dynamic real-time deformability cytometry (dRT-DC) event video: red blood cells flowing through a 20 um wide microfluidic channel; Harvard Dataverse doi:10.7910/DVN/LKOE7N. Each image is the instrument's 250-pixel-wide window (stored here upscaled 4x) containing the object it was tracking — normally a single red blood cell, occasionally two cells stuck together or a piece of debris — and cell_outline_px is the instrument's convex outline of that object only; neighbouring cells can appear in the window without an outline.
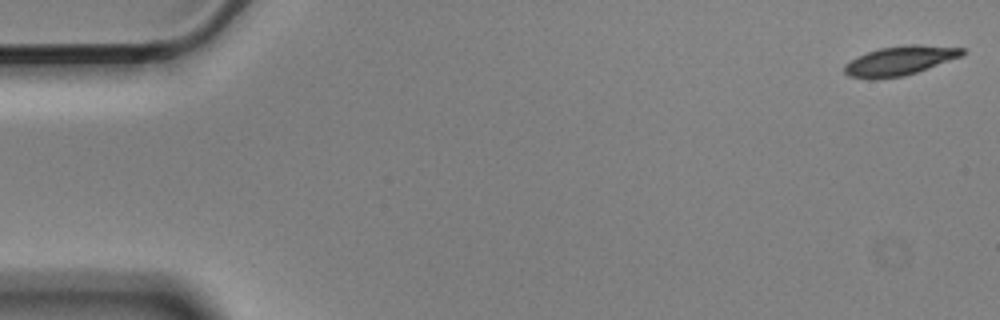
{"species": "Egyptian fruit bat (a non-hibernating species)", "species_latin": "Rousettus aegyptiacus", "temperature_condition": "cold", "stored_images_in_passage": 56, "camera_frame_rate_fps": 3000, "um_per_image_px": 0.085, "animal": {"sex": "male"}, "frame": {"image": 1, "passage_image": 1, "time_ms": 0.0, "image_size_px": [1000, 320], "cell_outline_px": [[968, 52], [964, 56], [904, 76], [848, 76], [844, 72], [844, 64], [868, 52], [880, 48], [908, 44], [920, 44], [964, 48]], "centroid_in_image_um": [76.63, 5.1], "position_along_channel_um": 8.4, "area_um2": 19.48}}
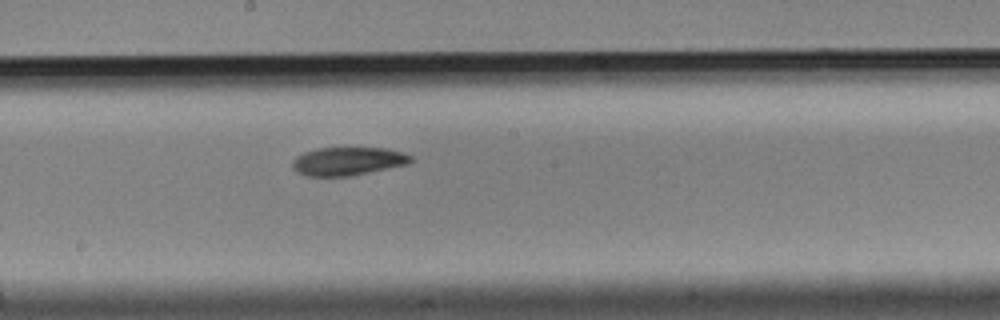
{"frame": {"image": 2, "passage_image": 30, "time_ms": 9.667, "image_size_px": [1000, 320], "cell_outline_px": [[412, 160], [408, 164], [348, 176], [304, 176], [296, 172], [292, 168], [292, 160], [296, 156], [304, 152], [316, 148], [388, 148], [412, 156]], "centroid_in_image_um": [29.51, 13.7], "position_along_channel_um": 218.7, "area_um2": 19.48}}
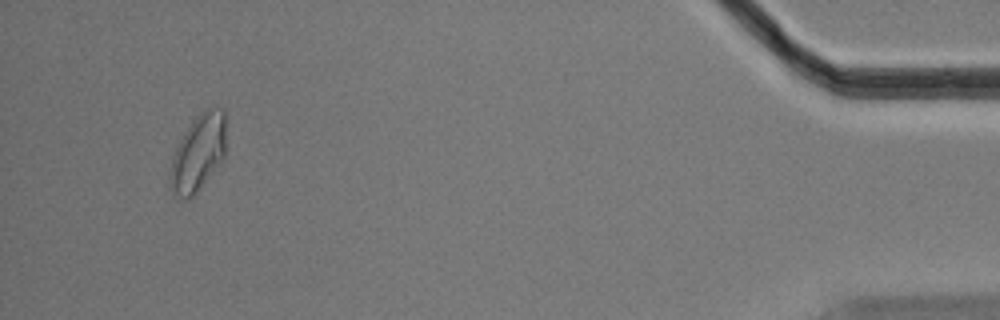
{"frame": {"image": 3, "passage_image": 53, "time_ms": 17.333, "image_size_px": [1000, 320], "cell_outline_px": [[224, 160], [196, 192], [188, 200], [184, 200], [176, 196], [172, 192], [168, 184], [168, 172], [172, 156], [184, 132], [192, 120], [204, 108], [216, 104], [224, 108]], "centroid_in_image_um": [16.82, 12.98], "position_along_channel_um": 418.4, "area_um2": 25.49}, "authors_computed_cell_mechanics": {"area_um2": 20.3456, "velocity_mm_per_s": 3.5644, "shape_relaxation_time_tau1_ms": 3.2694, "shape_relaxation_time_tau2_ms": null, "deformation_change_tau1": 0.1199, "deformation_change_tau2": null}}